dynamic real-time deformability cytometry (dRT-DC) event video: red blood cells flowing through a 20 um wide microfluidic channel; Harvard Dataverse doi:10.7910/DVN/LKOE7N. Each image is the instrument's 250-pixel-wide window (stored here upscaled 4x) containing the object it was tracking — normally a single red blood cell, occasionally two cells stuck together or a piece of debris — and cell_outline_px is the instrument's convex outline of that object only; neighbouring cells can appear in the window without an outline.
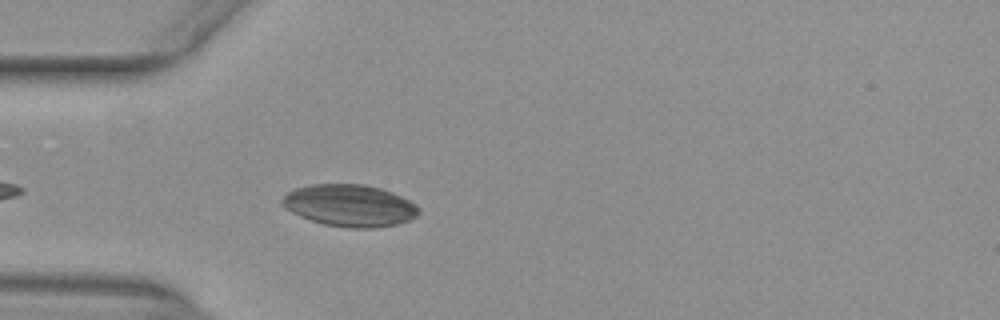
{"species": "common noctule bat (a hibernating species)", "species_latin": "Nyctalus noctula", "temperature_condition": "warm", "stored_images_in_passage": 35, "camera_frame_rate_fps": 3000, "um_per_image_px": 0.085, "animal": {"sex": "female", "body_mass_g": 29.2, "forearm_length_mm": 56.3}, "frame": {"image": 1, "passage_image": 4, "time_ms": 1.0, "image_size_px": [1000, 320], "cell_outline_px": [[420, 212], [416, 216], [400, 224], [376, 228], [348, 228], [324, 224], [300, 216], [284, 208], [280, 204], [280, 200], [288, 192], [296, 188], [312, 184], [364, 184], [380, 188], [392, 192], [416, 204], [420, 208]], "centroid_in_image_um": [29.73, 17.47], "position_along_channel_um": 55.3, "area_um2": 33.52}}
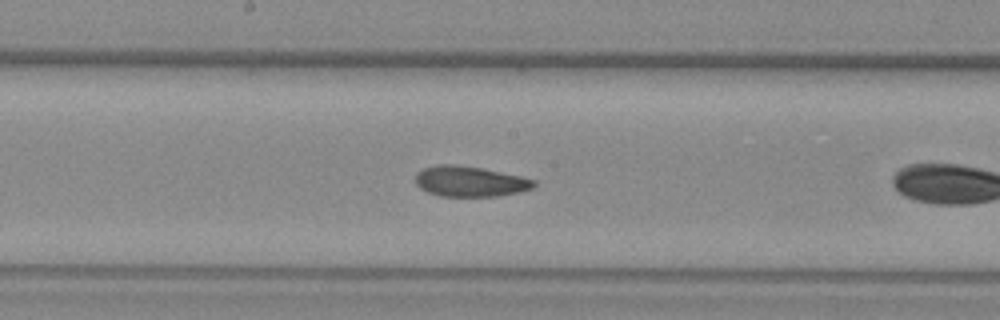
{"frame": {"image": 2, "passage_image": 13, "time_ms": 4.0, "image_size_px": [1000, 320], "cell_outline_px": [[536, 184], [532, 188], [520, 192], [500, 196], [440, 196], [428, 192], [420, 188], [416, 184], [416, 172], [424, 168], [436, 164], [456, 164], [480, 168], [520, 176], [536, 180]], "centroid_in_image_um": [39.93, 15.42], "position_along_channel_um": 208.3, "area_um2": 21.04}}
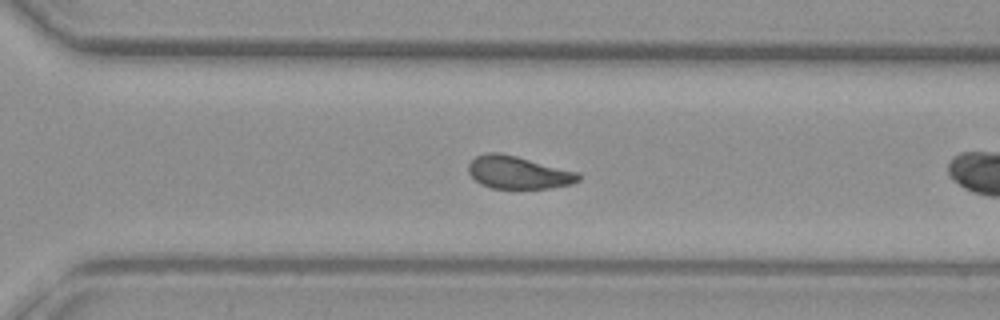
{"frame": {"image": 3, "passage_image": 22, "time_ms": 7.0, "image_size_px": [1000, 320], "cell_outline_px": [[580, 180], [572, 184], [548, 188], [492, 188], [480, 184], [468, 172], [468, 164], [476, 156], [484, 152], [500, 152], [580, 172]], "centroid_in_image_um": [44.05, 14.65], "position_along_channel_um": 326.5, "area_um2": 21.04}, "authors_computed_cell_mechanics": {"area_um2": 21.097, "velocity_mm_per_s": 3.9501, "shape_relaxation_time_tau1_ms": null, "shape_relaxation_time_tau2_ms": 1.7307, "deformation_change_tau1": null, "deformation_change_tau2": 0.0877}}